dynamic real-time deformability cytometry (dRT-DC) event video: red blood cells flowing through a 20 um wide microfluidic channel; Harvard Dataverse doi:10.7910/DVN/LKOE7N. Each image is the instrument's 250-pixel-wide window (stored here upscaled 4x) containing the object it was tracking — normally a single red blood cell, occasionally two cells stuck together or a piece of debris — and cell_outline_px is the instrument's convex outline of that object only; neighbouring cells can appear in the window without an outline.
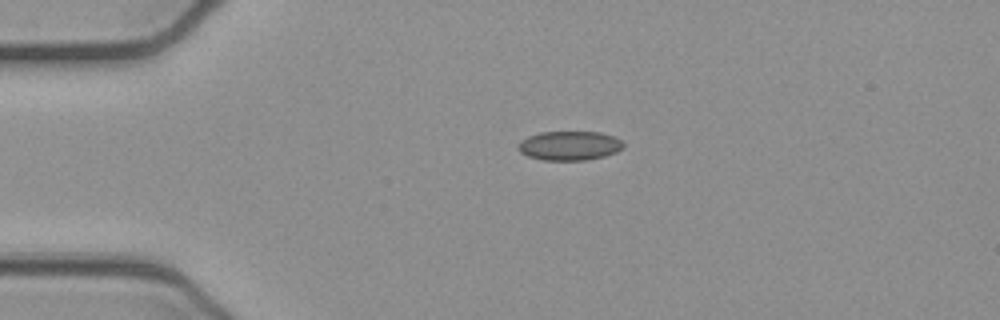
{"species": "common noctule bat (a hibernating species)", "species_latin": "Nyctalus noctula", "temperature_condition": "cold", "stored_images_in_passage": 42, "camera_frame_rate_fps": 3000, "um_per_image_px": 0.085, "animal": {"sex": "female", "body_mass_g": 21.9}, "frame": {"image": 1, "passage_image": 1, "time_ms": 0.0, "image_size_px": [1000, 320], "cell_outline_px": [[624, 148], [616, 152], [604, 156], [584, 160], [544, 160], [528, 156], [520, 152], [516, 148], [516, 144], [520, 140], [528, 136], [540, 132], [600, 132], [612, 136], [620, 140], [624, 144]], "centroid_in_image_um": [48.36, 12.38], "position_along_channel_um": 36.6, "area_um2": 17.98}}
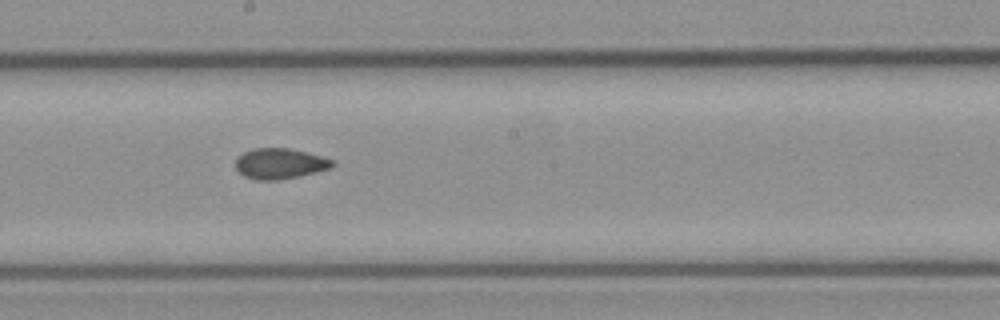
{"frame": {"image": 2, "passage_image": 18, "time_ms": 5.667, "image_size_px": [1000, 320], "cell_outline_px": [[336, 164], [332, 168], [300, 176], [280, 180], [256, 180], [244, 176], [236, 168], [236, 160], [244, 152], [252, 148], [288, 148], [336, 160]], "centroid_in_image_um": [23.83, 13.91], "position_along_channel_um": 224.4, "area_um2": 17.28}}
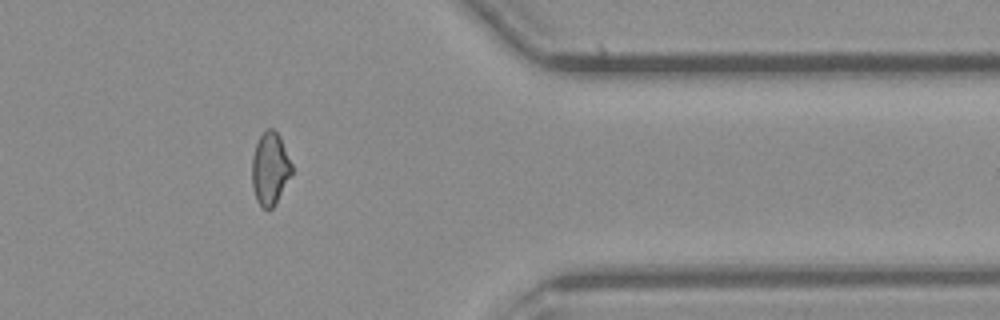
{"frame": {"image": 3, "passage_image": 32, "time_ms": 10.333, "image_size_px": [1000, 320], "cell_outline_px": [[292, 172], [276, 204], [268, 212], [256, 200], [252, 188], [252, 156], [256, 144], [260, 136], [268, 128], [272, 128], [280, 136], [292, 164]], "centroid_in_image_um": [22.95, 14.36], "position_along_channel_um": 388.5, "area_um2": 16.88}, "authors_computed_cell_mechanics": {"area_um2": 17.3689, "velocity_mm_per_s": 3.9071, "shape_relaxation_time_tau1_ms": null, "shape_relaxation_time_tau2_ms": 2.3906, "deformation_change_tau1": null, "deformation_change_tau2": 0.0612}}